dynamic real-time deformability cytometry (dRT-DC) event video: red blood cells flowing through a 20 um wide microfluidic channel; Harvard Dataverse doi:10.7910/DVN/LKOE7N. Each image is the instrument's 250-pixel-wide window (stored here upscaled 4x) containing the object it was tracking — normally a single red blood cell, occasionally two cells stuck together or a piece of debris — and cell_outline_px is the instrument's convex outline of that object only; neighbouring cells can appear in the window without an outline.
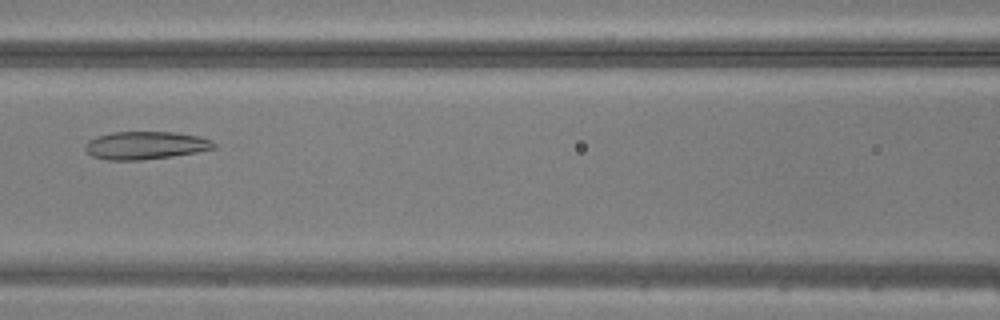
{"species": "common noctule bat (a hibernating species)", "species_latin": "Nyctalus noctula", "temperature_condition": "warm", "stored_images_in_passage": 48, "camera_frame_rate_fps": 3000, "um_per_image_px": 0.085, "animal": {"sex": "male", "body_mass_g": 20.5, "forearm_length_mm": 52.5}, "frame": {"image": 1, "passage_image": 22, "time_ms": 7.0, "image_size_px": [1000, 320], "cell_outline_px": [[216, 148], [196, 152], [172, 156], [140, 160], [108, 160], [92, 156], [84, 148], [84, 144], [88, 140], [96, 136], [112, 132], [176, 132], [200, 136], [212, 140], [216, 144]], "centroid_in_image_um": [12.37, 12.35], "position_along_channel_um": 154.2, "area_um2": 21.04}}
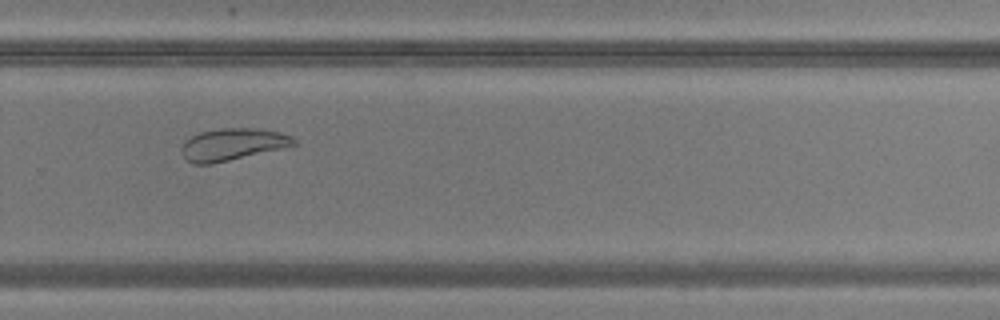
{"frame": {"image": 2, "passage_image": 33, "time_ms": 10.667, "image_size_px": [1000, 320], "cell_outline_px": [[296, 144], [284, 148], [212, 164], [192, 164], [184, 160], [180, 152], [180, 148], [192, 136], [200, 132], [220, 128], [256, 128], [280, 132], [292, 136], [296, 140]], "centroid_in_image_um": [19.75, 12.28], "position_along_channel_um": 310.1, "area_um2": 21.1}}
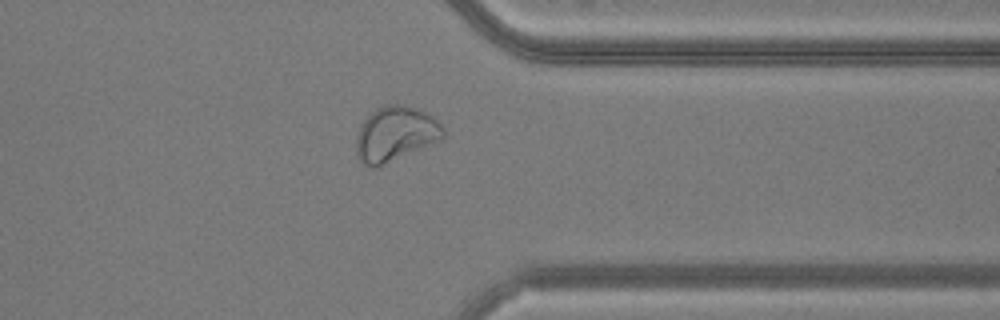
{"frame": {"image": 3, "passage_image": 38, "time_ms": 12.333, "image_size_px": [1000, 320], "cell_outline_px": [[444, 140], [376, 168], [372, 168], [364, 164], [356, 156], [356, 136], [360, 124], [376, 108], [384, 104], [404, 104], [416, 108], [432, 116], [444, 128]], "centroid_in_image_um": [33.61, 11.4], "position_along_channel_um": 377.8, "area_um2": 28.32}}